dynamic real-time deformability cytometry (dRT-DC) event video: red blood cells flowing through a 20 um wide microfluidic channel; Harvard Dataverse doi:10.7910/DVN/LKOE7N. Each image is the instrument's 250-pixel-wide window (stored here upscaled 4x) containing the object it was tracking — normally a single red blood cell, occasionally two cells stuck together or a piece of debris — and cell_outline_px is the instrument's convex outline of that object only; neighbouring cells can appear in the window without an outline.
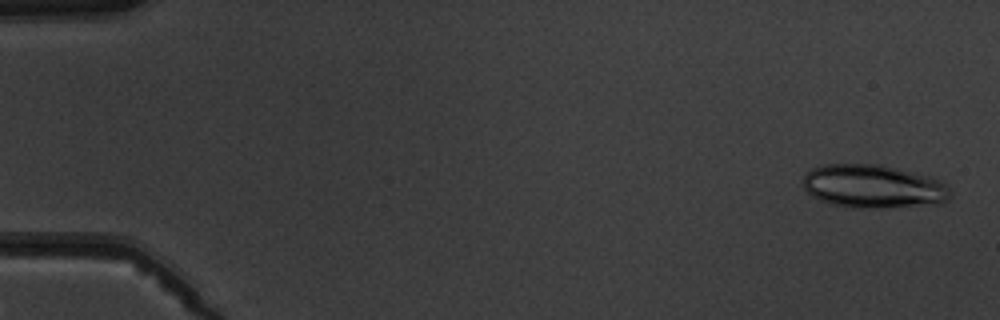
{"species": "common noctule bat (a hibernating species)", "species_latin": "Nyctalus noctula", "temperature_condition": "warm", "stored_images_in_passage": 5, "camera_frame_rate_fps": 3000, "um_per_image_px": 0.085, "animal": {"sex": "male", "body_mass_g": 19.5, "forearm_length_mm": 54.6}, "frame": {"image": 1, "passage_image": 1, "time_ms": 0.0, "image_size_px": [1000, 320], "cell_outline_px": [[952, 196], [944, 204], [884, 208], [852, 208], [832, 204], [820, 200], [812, 196], [804, 188], [804, 176], [812, 168], [824, 164], [880, 164], [928, 176], [940, 180], [952, 192]], "centroid_in_image_um": [74.27, 15.86], "position_along_channel_um": 10.7, "area_um2": 37.57}}